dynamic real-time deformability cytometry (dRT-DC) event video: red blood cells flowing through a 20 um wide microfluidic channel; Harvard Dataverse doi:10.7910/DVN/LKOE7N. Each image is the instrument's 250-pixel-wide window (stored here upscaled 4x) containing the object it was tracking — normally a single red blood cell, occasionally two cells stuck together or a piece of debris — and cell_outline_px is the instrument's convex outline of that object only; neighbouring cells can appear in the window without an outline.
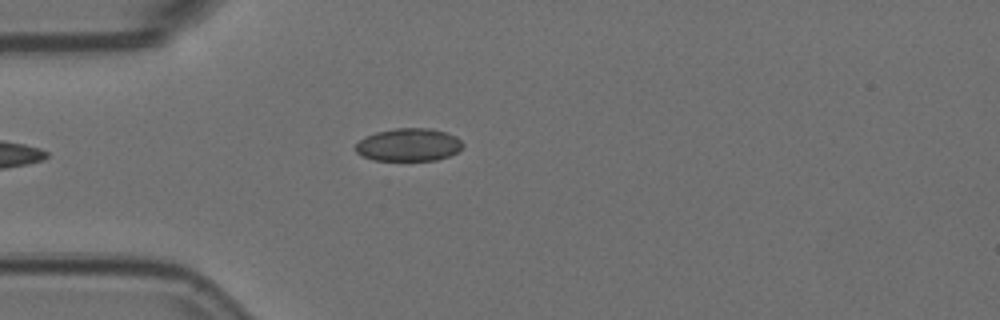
{"species": "Egyptian fruit bat (a non-hibernating species)", "species_latin": "Rousettus aegyptiacus", "temperature_condition": "room temperature", "stored_images_in_passage": 3, "camera_frame_rate_fps": 3000, "um_per_image_px": 0.085, "animal": {"sex": "female"}, "frame": {"image": 1, "passage_image": 3, "time_ms": 0.667, "image_size_px": [1000, 320], "cell_outline_px": [[464, 144], [456, 152], [448, 156], [436, 160], [372, 160], [356, 152], [352, 148], [364, 136], [376, 132], [396, 128], [432, 128], [456, 136]], "centroid_in_image_um": [34.7, 12.3], "position_along_channel_um": 50.3, "area_um2": 20.52}}